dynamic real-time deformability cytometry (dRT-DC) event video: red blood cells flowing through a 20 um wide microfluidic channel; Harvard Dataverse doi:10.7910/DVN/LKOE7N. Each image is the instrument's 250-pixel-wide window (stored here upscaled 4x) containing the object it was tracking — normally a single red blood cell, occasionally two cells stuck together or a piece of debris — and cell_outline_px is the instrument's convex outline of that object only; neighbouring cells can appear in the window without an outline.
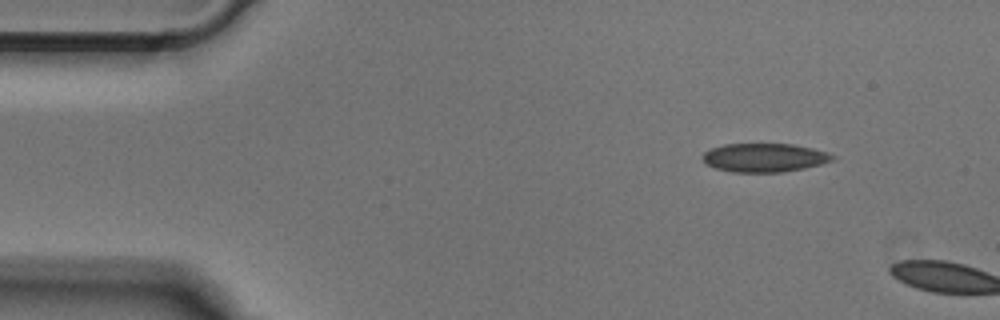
{"species": "Egyptian fruit bat (a non-hibernating species)", "species_latin": "Rousettus aegyptiacus", "temperature_condition": "cold", "stored_images_in_passage": 10, "camera_frame_rate_fps": 3000, "um_per_image_px": 0.085, "animal": {"sex": "male"}, "frame": {"image": 1, "passage_image": 4, "time_ms": 1.0, "image_size_px": [1000, 320], "cell_outline_px": [[836, 160], [804, 168], [784, 172], [732, 172], [716, 168], [708, 164], [700, 156], [704, 152], [712, 148], [724, 144], [792, 144], [812, 148], [828, 152], [836, 156]], "centroid_in_image_um": [65.01, 13.4], "position_along_channel_um": 20.0, "area_um2": 21.73}}